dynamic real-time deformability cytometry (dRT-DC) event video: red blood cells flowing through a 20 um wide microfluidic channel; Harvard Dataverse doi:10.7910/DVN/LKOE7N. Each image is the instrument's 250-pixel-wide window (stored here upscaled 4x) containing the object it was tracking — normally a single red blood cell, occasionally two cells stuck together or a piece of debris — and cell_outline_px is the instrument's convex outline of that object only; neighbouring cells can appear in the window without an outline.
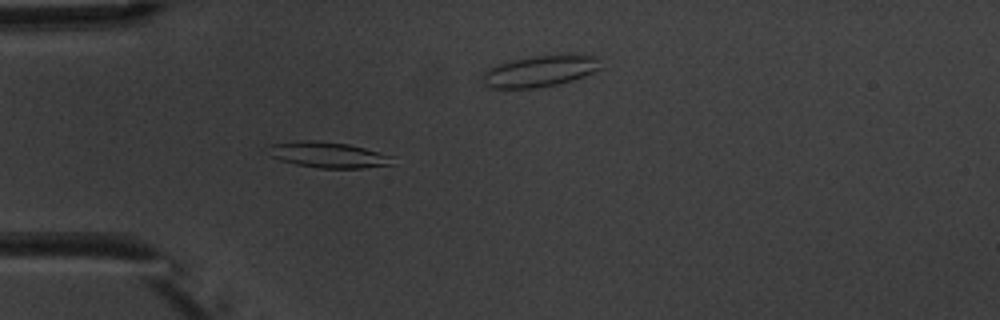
{"species": "common noctule bat (a hibernating species)", "species_latin": "Nyctalus noctula", "temperature_condition": "warm", "stored_images_in_passage": 6, "camera_frame_rate_fps": 3000, "um_per_image_px": 0.085, "animal": {"sex": "male", "body_mass_g": 20.1, "forearm_length_mm": 53.5}, "frame": {"image": 1, "passage_image": 5, "time_ms": 4.667, "image_size_px": [1000, 320], "cell_outline_px": [[396, 156], [392, 164], [364, 168], [320, 168], [296, 164], [280, 160], [268, 156], [268, 144], [296, 140], [312, 140], [348, 144]], "centroid_in_image_um": [27.87, 13.15], "position_along_channel_um": 57.1, "area_um2": 18.96}}